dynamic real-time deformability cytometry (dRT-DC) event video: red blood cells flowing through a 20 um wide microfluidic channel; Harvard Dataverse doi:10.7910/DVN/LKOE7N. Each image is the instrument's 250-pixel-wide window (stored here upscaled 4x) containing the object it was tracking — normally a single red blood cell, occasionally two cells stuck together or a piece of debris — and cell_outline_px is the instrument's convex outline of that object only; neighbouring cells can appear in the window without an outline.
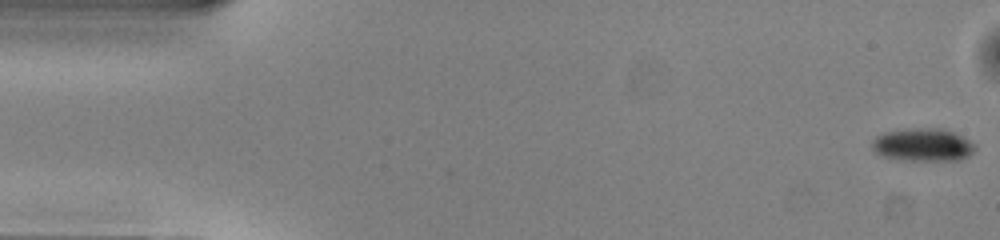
{"species": "common noctule bat (a hibernating species)", "species_latin": "Nyctalus noctula", "temperature_condition": "warm", "stored_images_in_passage": 51, "camera_frame_rate_fps": 3000, "um_per_image_px": 0.085, "animal": {"sex": "male", "body_mass_g": 13.0, "forearm_length_mm": 53.1}, "frame": {"image": 1, "passage_image": 1, "time_ms": 0.0, "image_size_px": [1000, 240], "cell_outline_px": [[976, 148], [968, 156], [960, 160], [896, 160], [880, 156], [872, 148], [872, 140], [876, 136], [884, 132], [912, 128], [944, 128], [976, 144]], "centroid_in_image_um": [78.41, 12.31], "position_along_channel_um": 6.6, "area_um2": 19.88}}
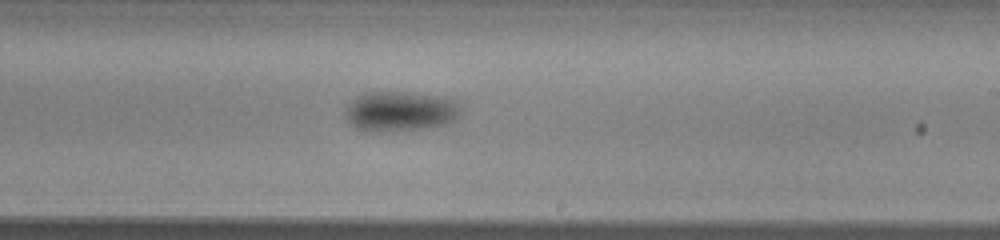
{"frame": {"image": 2, "passage_image": 30, "time_ms": 9.667, "image_size_px": [1000, 240], "cell_outline_px": [[456, 116], [452, 120], [444, 124], [428, 128], [380, 132], [372, 132], [356, 128], [348, 120], [348, 104], [356, 96], [364, 92], [408, 92], [456, 100]], "centroid_in_image_um": [33.94, 9.47], "position_along_channel_um": 255.1, "area_um2": 26.18}}
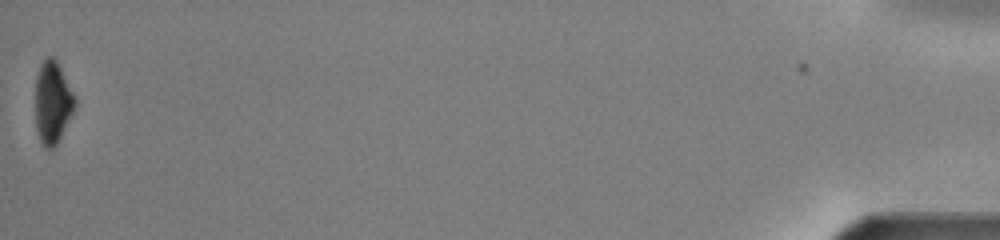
{"frame": {"image": 3, "passage_image": 51, "time_ms": 16.667, "image_size_px": [1000, 240], "cell_outline_px": [[76, 104], [52, 152], [48, 152], [44, 148], [40, 140], [36, 128], [36, 76], [40, 64], [48, 56], [52, 56], [56, 60], [76, 100]], "centroid_in_image_um": [4.44, 8.74], "position_along_channel_um": 430.8, "area_um2": 18.61}, "authors_computed_cell_mechanics": {"area_um2": 22.8888, "velocity_mm_per_s": 4.0397, "shape_relaxation_time_tau1_ms": 3.1672, "shape_relaxation_time_tau2_ms": null, "deformation_change_tau1": 0.0903, "deformation_change_tau2": null}}